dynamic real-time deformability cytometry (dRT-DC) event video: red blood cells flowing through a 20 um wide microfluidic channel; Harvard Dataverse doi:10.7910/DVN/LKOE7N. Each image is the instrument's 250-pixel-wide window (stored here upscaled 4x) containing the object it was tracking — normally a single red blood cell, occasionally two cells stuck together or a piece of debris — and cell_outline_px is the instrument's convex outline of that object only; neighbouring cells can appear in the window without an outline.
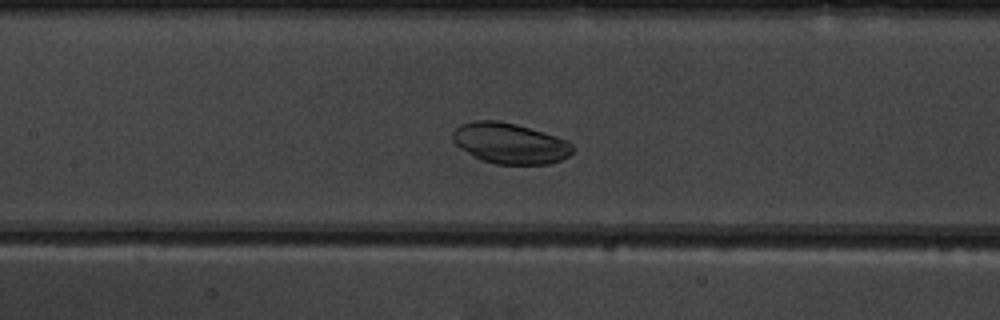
{"species": "common noctule bat (a hibernating species)", "species_latin": "Nyctalus noctula", "temperature_condition": "warm", "stored_images_in_passage": 46, "segment_of_instrument_passage": [1, 2], "camera_frame_rate_fps": 3000, "um_per_image_px": 0.085, "animal": {"sex": "male", "body_mass_g": 19.5, "forearm_length_mm": 54.6}, "frame": {"image": 1, "passage_image": 17, "time_ms": 5.333, "image_size_px": [1000, 320], "cell_outline_px": [[572, 152], [568, 156], [560, 160], [548, 164], [496, 164], [480, 160], [460, 148], [452, 140], [452, 132], [460, 124], [472, 120], [496, 120], [516, 124], [564, 140], [572, 144]], "centroid_in_image_um": [43.27, 12.18], "position_along_channel_um": 164.1, "area_um2": 28.15}}
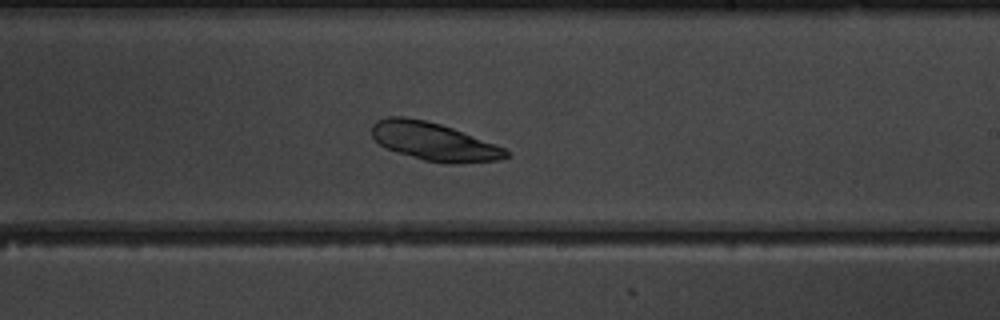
{"frame": {"image": 2, "passage_image": 24, "time_ms": 7.667, "image_size_px": [1000, 320], "cell_outline_px": [[512, 156], [500, 160], [448, 164], [424, 160], [396, 152], [380, 144], [372, 136], [372, 124], [376, 120], [388, 116], [404, 116], [424, 120], [440, 124], [452, 128], [496, 144], [504, 148]], "centroid_in_image_um": [36.88, 12.03], "position_along_channel_um": 252.1, "area_um2": 29.71}}
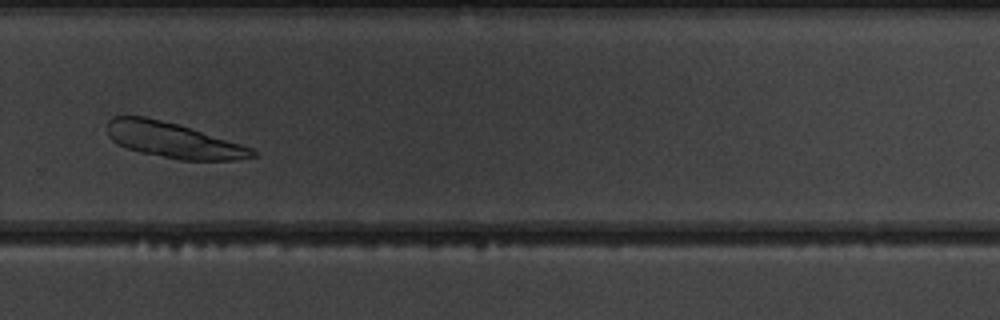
{"frame": {"image": 3, "passage_image": 29, "time_ms": 9.333, "image_size_px": [1000, 320], "cell_outline_px": [[256, 156], [232, 160], [180, 160], [140, 152], [116, 144], [108, 136], [108, 120], [112, 116], [144, 116], [176, 124], [240, 144], [252, 148], [256, 152]], "centroid_in_image_um": [14.67, 11.92], "position_along_channel_um": 315.1, "area_um2": 29.42}}